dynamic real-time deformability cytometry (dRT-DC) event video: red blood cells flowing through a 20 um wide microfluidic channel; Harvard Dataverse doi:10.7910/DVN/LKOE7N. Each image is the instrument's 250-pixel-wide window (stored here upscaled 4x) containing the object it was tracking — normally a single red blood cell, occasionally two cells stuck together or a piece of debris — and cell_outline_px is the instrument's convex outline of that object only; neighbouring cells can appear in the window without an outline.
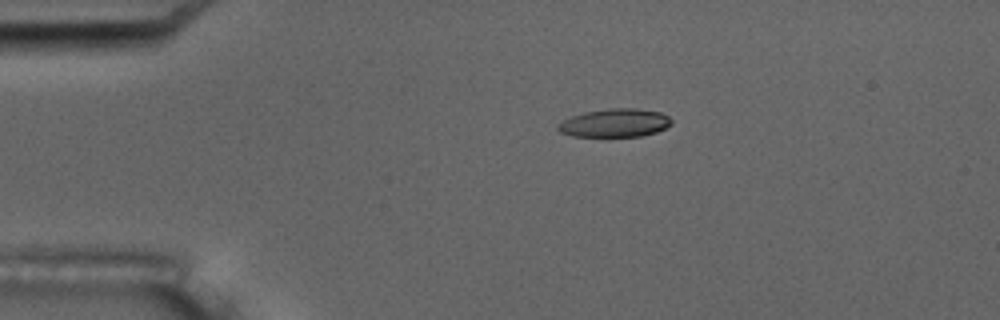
{"species": "common noctule bat (a hibernating species)", "species_latin": "Nyctalus noctula", "temperature_condition": "room temperature", "stored_images_in_passage": 9, "camera_frame_rate_fps": 3000, "um_per_image_px": 0.085, "animal": {"sex": "male", "body_mass_g": 17.5, "forearm_length_mm": 52.3}, "frame": {"image": 1, "passage_image": 4, "time_ms": 3.333, "image_size_px": [1000, 320], "cell_outline_px": [[672, 124], [656, 132], [640, 136], [572, 136], [560, 132], [556, 128], [556, 124], [572, 116], [584, 112], [608, 108], [636, 108], [660, 112], [668, 116], [672, 120]], "centroid_in_image_um": [52.25, 10.44], "position_along_channel_um": 32.8, "area_um2": 18.73}}
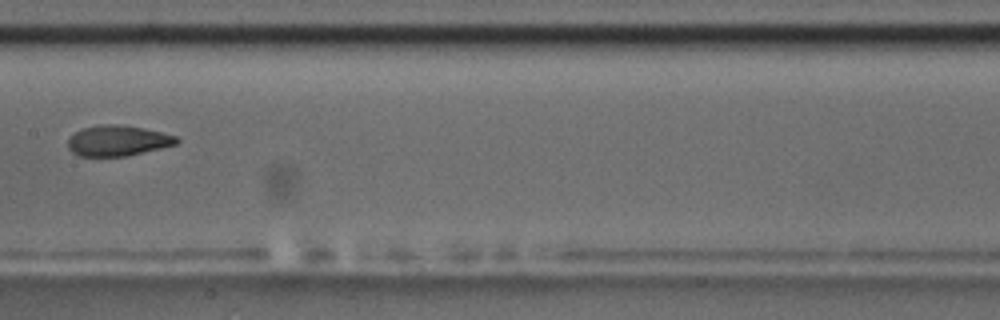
{"frame": {"image": 2, "passage_image": 9, "time_ms": 9.333, "image_size_px": [1000, 320], "cell_outline_px": [[180, 140], [176, 144], [128, 156], [80, 156], [72, 152], [68, 148], [68, 140], [76, 132], [84, 128], [100, 124], [120, 124], [144, 128], [176, 136]], "centroid_in_image_um": [10.01, 11.95], "position_along_channel_um": 197.4, "area_um2": 19.25}}